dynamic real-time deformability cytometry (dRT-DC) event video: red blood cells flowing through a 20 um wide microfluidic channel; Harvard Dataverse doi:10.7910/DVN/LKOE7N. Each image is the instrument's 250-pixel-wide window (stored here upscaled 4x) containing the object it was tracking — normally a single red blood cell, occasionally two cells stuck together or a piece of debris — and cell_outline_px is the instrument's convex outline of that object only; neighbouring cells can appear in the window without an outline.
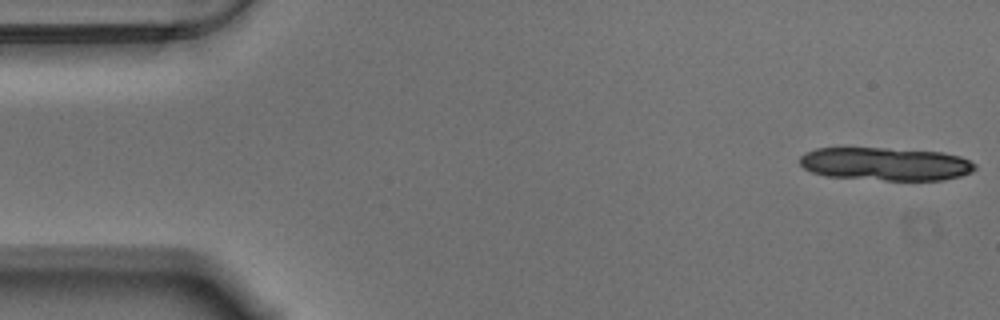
{"species": "Egyptian fruit bat (a non-hibernating species)", "species_latin": "Rousettus aegyptiacus", "temperature_condition": "warm", "stored_images_in_passage": 12, "camera_frame_rate_fps": 3000, "um_per_image_px": 0.085, "animal": {"sex": "male"}, "frame": {"image": 1, "passage_image": 1, "time_ms": 0.0, "image_size_px": [1000, 320], "cell_outline_px": [[976, 168], [972, 172], [960, 176], [944, 180], [884, 180], [824, 176], [812, 172], [804, 168], [800, 164], [800, 156], [804, 152], [816, 148], [888, 148], [944, 152], [960, 156], [976, 164]], "centroid_in_image_um": [75.27, 13.93], "position_along_channel_um": 9.7, "area_um2": 34.04}}